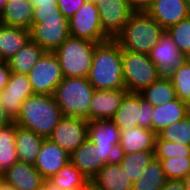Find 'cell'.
<instances>
[{"instance_id": "25", "label": "cell", "mask_w": 190, "mask_h": 190, "mask_svg": "<svg viewBox=\"0 0 190 190\" xmlns=\"http://www.w3.org/2000/svg\"><path fill=\"white\" fill-rule=\"evenodd\" d=\"M32 18L33 5L29 0H11L0 15V23L30 30Z\"/></svg>"}, {"instance_id": "43", "label": "cell", "mask_w": 190, "mask_h": 190, "mask_svg": "<svg viewBox=\"0 0 190 190\" xmlns=\"http://www.w3.org/2000/svg\"><path fill=\"white\" fill-rule=\"evenodd\" d=\"M13 120L10 116L6 113L5 108L0 103V128L7 126L8 124L12 123Z\"/></svg>"}, {"instance_id": "14", "label": "cell", "mask_w": 190, "mask_h": 190, "mask_svg": "<svg viewBox=\"0 0 190 190\" xmlns=\"http://www.w3.org/2000/svg\"><path fill=\"white\" fill-rule=\"evenodd\" d=\"M103 31L114 39L133 13L126 0H96Z\"/></svg>"}, {"instance_id": "11", "label": "cell", "mask_w": 190, "mask_h": 190, "mask_svg": "<svg viewBox=\"0 0 190 190\" xmlns=\"http://www.w3.org/2000/svg\"><path fill=\"white\" fill-rule=\"evenodd\" d=\"M34 94L54 95L63 72L54 52H45L28 74Z\"/></svg>"}, {"instance_id": "31", "label": "cell", "mask_w": 190, "mask_h": 190, "mask_svg": "<svg viewBox=\"0 0 190 190\" xmlns=\"http://www.w3.org/2000/svg\"><path fill=\"white\" fill-rule=\"evenodd\" d=\"M166 180L160 160L153 158L142 176L133 182L132 190H160Z\"/></svg>"}, {"instance_id": "29", "label": "cell", "mask_w": 190, "mask_h": 190, "mask_svg": "<svg viewBox=\"0 0 190 190\" xmlns=\"http://www.w3.org/2000/svg\"><path fill=\"white\" fill-rule=\"evenodd\" d=\"M142 98L153 106L168 103L177 98L172 80L169 76H160L155 82L140 92Z\"/></svg>"}, {"instance_id": "7", "label": "cell", "mask_w": 190, "mask_h": 190, "mask_svg": "<svg viewBox=\"0 0 190 190\" xmlns=\"http://www.w3.org/2000/svg\"><path fill=\"white\" fill-rule=\"evenodd\" d=\"M69 36V20L63 15L33 16L30 38L46 52H55Z\"/></svg>"}, {"instance_id": "24", "label": "cell", "mask_w": 190, "mask_h": 190, "mask_svg": "<svg viewBox=\"0 0 190 190\" xmlns=\"http://www.w3.org/2000/svg\"><path fill=\"white\" fill-rule=\"evenodd\" d=\"M30 30L0 23V57L8 61L30 40Z\"/></svg>"}, {"instance_id": "47", "label": "cell", "mask_w": 190, "mask_h": 190, "mask_svg": "<svg viewBox=\"0 0 190 190\" xmlns=\"http://www.w3.org/2000/svg\"><path fill=\"white\" fill-rule=\"evenodd\" d=\"M7 3V0H0V15L3 13V10L5 9Z\"/></svg>"}, {"instance_id": "5", "label": "cell", "mask_w": 190, "mask_h": 190, "mask_svg": "<svg viewBox=\"0 0 190 190\" xmlns=\"http://www.w3.org/2000/svg\"><path fill=\"white\" fill-rule=\"evenodd\" d=\"M98 43L69 36L54 52L64 77L87 78Z\"/></svg>"}, {"instance_id": "41", "label": "cell", "mask_w": 190, "mask_h": 190, "mask_svg": "<svg viewBox=\"0 0 190 190\" xmlns=\"http://www.w3.org/2000/svg\"><path fill=\"white\" fill-rule=\"evenodd\" d=\"M11 70L8 62L5 60L0 61V91L3 90L9 81Z\"/></svg>"}, {"instance_id": "17", "label": "cell", "mask_w": 190, "mask_h": 190, "mask_svg": "<svg viewBox=\"0 0 190 190\" xmlns=\"http://www.w3.org/2000/svg\"><path fill=\"white\" fill-rule=\"evenodd\" d=\"M165 31L190 16L184 0H153L146 11Z\"/></svg>"}, {"instance_id": "45", "label": "cell", "mask_w": 190, "mask_h": 190, "mask_svg": "<svg viewBox=\"0 0 190 190\" xmlns=\"http://www.w3.org/2000/svg\"><path fill=\"white\" fill-rule=\"evenodd\" d=\"M182 181L184 182L185 189L190 190V172L188 173L187 176H185Z\"/></svg>"}, {"instance_id": "49", "label": "cell", "mask_w": 190, "mask_h": 190, "mask_svg": "<svg viewBox=\"0 0 190 190\" xmlns=\"http://www.w3.org/2000/svg\"><path fill=\"white\" fill-rule=\"evenodd\" d=\"M2 182H3V175L0 173V186H1Z\"/></svg>"}, {"instance_id": "40", "label": "cell", "mask_w": 190, "mask_h": 190, "mask_svg": "<svg viewBox=\"0 0 190 190\" xmlns=\"http://www.w3.org/2000/svg\"><path fill=\"white\" fill-rule=\"evenodd\" d=\"M62 15L57 6H33V16Z\"/></svg>"}, {"instance_id": "20", "label": "cell", "mask_w": 190, "mask_h": 190, "mask_svg": "<svg viewBox=\"0 0 190 190\" xmlns=\"http://www.w3.org/2000/svg\"><path fill=\"white\" fill-rule=\"evenodd\" d=\"M92 190H132L133 182L121 164H105L90 180Z\"/></svg>"}, {"instance_id": "4", "label": "cell", "mask_w": 190, "mask_h": 190, "mask_svg": "<svg viewBox=\"0 0 190 190\" xmlns=\"http://www.w3.org/2000/svg\"><path fill=\"white\" fill-rule=\"evenodd\" d=\"M94 91L88 78L64 77L56 86L53 96L62 116L83 118L89 122L90 103Z\"/></svg>"}, {"instance_id": "21", "label": "cell", "mask_w": 190, "mask_h": 190, "mask_svg": "<svg viewBox=\"0 0 190 190\" xmlns=\"http://www.w3.org/2000/svg\"><path fill=\"white\" fill-rule=\"evenodd\" d=\"M190 113V105L178 97L168 103L153 106L151 130L157 135L161 130L181 121Z\"/></svg>"}, {"instance_id": "3", "label": "cell", "mask_w": 190, "mask_h": 190, "mask_svg": "<svg viewBox=\"0 0 190 190\" xmlns=\"http://www.w3.org/2000/svg\"><path fill=\"white\" fill-rule=\"evenodd\" d=\"M164 33L147 12H133L114 40L122 50L149 55Z\"/></svg>"}, {"instance_id": "48", "label": "cell", "mask_w": 190, "mask_h": 190, "mask_svg": "<svg viewBox=\"0 0 190 190\" xmlns=\"http://www.w3.org/2000/svg\"><path fill=\"white\" fill-rule=\"evenodd\" d=\"M39 190H53L47 183Z\"/></svg>"}, {"instance_id": "32", "label": "cell", "mask_w": 190, "mask_h": 190, "mask_svg": "<svg viewBox=\"0 0 190 190\" xmlns=\"http://www.w3.org/2000/svg\"><path fill=\"white\" fill-rule=\"evenodd\" d=\"M154 158V151L134 152L124 155L121 166L132 182L139 179L145 168Z\"/></svg>"}, {"instance_id": "23", "label": "cell", "mask_w": 190, "mask_h": 190, "mask_svg": "<svg viewBox=\"0 0 190 190\" xmlns=\"http://www.w3.org/2000/svg\"><path fill=\"white\" fill-rule=\"evenodd\" d=\"M156 136L151 129L136 126L120 131L119 144L125 155L134 152L154 151Z\"/></svg>"}, {"instance_id": "15", "label": "cell", "mask_w": 190, "mask_h": 190, "mask_svg": "<svg viewBox=\"0 0 190 190\" xmlns=\"http://www.w3.org/2000/svg\"><path fill=\"white\" fill-rule=\"evenodd\" d=\"M149 57L161 76H169L187 59L166 31L150 51Z\"/></svg>"}, {"instance_id": "13", "label": "cell", "mask_w": 190, "mask_h": 190, "mask_svg": "<svg viewBox=\"0 0 190 190\" xmlns=\"http://www.w3.org/2000/svg\"><path fill=\"white\" fill-rule=\"evenodd\" d=\"M34 95L29 76L21 73L11 72L7 86L0 91V103L6 113L14 121L21 109L22 103L29 96Z\"/></svg>"}, {"instance_id": "44", "label": "cell", "mask_w": 190, "mask_h": 190, "mask_svg": "<svg viewBox=\"0 0 190 190\" xmlns=\"http://www.w3.org/2000/svg\"><path fill=\"white\" fill-rule=\"evenodd\" d=\"M33 6H57L58 0H29Z\"/></svg>"}, {"instance_id": "51", "label": "cell", "mask_w": 190, "mask_h": 190, "mask_svg": "<svg viewBox=\"0 0 190 190\" xmlns=\"http://www.w3.org/2000/svg\"><path fill=\"white\" fill-rule=\"evenodd\" d=\"M187 4V6L190 8V0H184Z\"/></svg>"}, {"instance_id": "28", "label": "cell", "mask_w": 190, "mask_h": 190, "mask_svg": "<svg viewBox=\"0 0 190 190\" xmlns=\"http://www.w3.org/2000/svg\"><path fill=\"white\" fill-rule=\"evenodd\" d=\"M46 51L31 39L7 62L11 72L28 75Z\"/></svg>"}, {"instance_id": "26", "label": "cell", "mask_w": 190, "mask_h": 190, "mask_svg": "<svg viewBox=\"0 0 190 190\" xmlns=\"http://www.w3.org/2000/svg\"><path fill=\"white\" fill-rule=\"evenodd\" d=\"M44 139L32 130L16 125L15 144L18 161L34 165Z\"/></svg>"}, {"instance_id": "8", "label": "cell", "mask_w": 190, "mask_h": 190, "mask_svg": "<svg viewBox=\"0 0 190 190\" xmlns=\"http://www.w3.org/2000/svg\"><path fill=\"white\" fill-rule=\"evenodd\" d=\"M87 136L106 164L121 163L125 154L119 144L120 131L111 119L89 122Z\"/></svg>"}, {"instance_id": "12", "label": "cell", "mask_w": 190, "mask_h": 190, "mask_svg": "<svg viewBox=\"0 0 190 190\" xmlns=\"http://www.w3.org/2000/svg\"><path fill=\"white\" fill-rule=\"evenodd\" d=\"M88 124L83 118L63 116L49 139L71 154L87 138Z\"/></svg>"}, {"instance_id": "10", "label": "cell", "mask_w": 190, "mask_h": 190, "mask_svg": "<svg viewBox=\"0 0 190 190\" xmlns=\"http://www.w3.org/2000/svg\"><path fill=\"white\" fill-rule=\"evenodd\" d=\"M70 36L101 43L111 39L104 31L95 3L85 2L69 19Z\"/></svg>"}, {"instance_id": "9", "label": "cell", "mask_w": 190, "mask_h": 190, "mask_svg": "<svg viewBox=\"0 0 190 190\" xmlns=\"http://www.w3.org/2000/svg\"><path fill=\"white\" fill-rule=\"evenodd\" d=\"M153 105L140 93L127 92L111 119L119 131L136 126L151 129Z\"/></svg>"}, {"instance_id": "19", "label": "cell", "mask_w": 190, "mask_h": 190, "mask_svg": "<svg viewBox=\"0 0 190 190\" xmlns=\"http://www.w3.org/2000/svg\"><path fill=\"white\" fill-rule=\"evenodd\" d=\"M127 92L126 89L95 90L90 103L89 122L112 119Z\"/></svg>"}, {"instance_id": "22", "label": "cell", "mask_w": 190, "mask_h": 190, "mask_svg": "<svg viewBox=\"0 0 190 190\" xmlns=\"http://www.w3.org/2000/svg\"><path fill=\"white\" fill-rule=\"evenodd\" d=\"M70 162L89 180L106 164L97 151L94 143L88 138L70 154Z\"/></svg>"}, {"instance_id": "50", "label": "cell", "mask_w": 190, "mask_h": 190, "mask_svg": "<svg viewBox=\"0 0 190 190\" xmlns=\"http://www.w3.org/2000/svg\"><path fill=\"white\" fill-rule=\"evenodd\" d=\"M74 190H91V188H79V189H74Z\"/></svg>"}, {"instance_id": "46", "label": "cell", "mask_w": 190, "mask_h": 190, "mask_svg": "<svg viewBox=\"0 0 190 190\" xmlns=\"http://www.w3.org/2000/svg\"><path fill=\"white\" fill-rule=\"evenodd\" d=\"M0 190H16V189L13 188L10 184H7L3 181L0 186Z\"/></svg>"}, {"instance_id": "18", "label": "cell", "mask_w": 190, "mask_h": 190, "mask_svg": "<svg viewBox=\"0 0 190 190\" xmlns=\"http://www.w3.org/2000/svg\"><path fill=\"white\" fill-rule=\"evenodd\" d=\"M3 181L16 190H39L46 180L34 165L17 161L3 174Z\"/></svg>"}, {"instance_id": "35", "label": "cell", "mask_w": 190, "mask_h": 190, "mask_svg": "<svg viewBox=\"0 0 190 190\" xmlns=\"http://www.w3.org/2000/svg\"><path fill=\"white\" fill-rule=\"evenodd\" d=\"M187 59H190V16L166 30Z\"/></svg>"}, {"instance_id": "33", "label": "cell", "mask_w": 190, "mask_h": 190, "mask_svg": "<svg viewBox=\"0 0 190 190\" xmlns=\"http://www.w3.org/2000/svg\"><path fill=\"white\" fill-rule=\"evenodd\" d=\"M169 77L176 96L190 105V59H186L178 69L173 70Z\"/></svg>"}, {"instance_id": "37", "label": "cell", "mask_w": 190, "mask_h": 190, "mask_svg": "<svg viewBox=\"0 0 190 190\" xmlns=\"http://www.w3.org/2000/svg\"><path fill=\"white\" fill-rule=\"evenodd\" d=\"M166 179L182 180L190 172V156L158 159Z\"/></svg>"}, {"instance_id": "39", "label": "cell", "mask_w": 190, "mask_h": 190, "mask_svg": "<svg viewBox=\"0 0 190 190\" xmlns=\"http://www.w3.org/2000/svg\"><path fill=\"white\" fill-rule=\"evenodd\" d=\"M133 12H146L152 5L153 0H126Z\"/></svg>"}, {"instance_id": "34", "label": "cell", "mask_w": 190, "mask_h": 190, "mask_svg": "<svg viewBox=\"0 0 190 190\" xmlns=\"http://www.w3.org/2000/svg\"><path fill=\"white\" fill-rule=\"evenodd\" d=\"M169 142L190 145V113L181 121H176L157 134Z\"/></svg>"}, {"instance_id": "16", "label": "cell", "mask_w": 190, "mask_h": 190, "mask_svg": "<svg viewBox=\"0 0 190 190\" xmlns=\"http://www.w3.org/2000/svg\"><path fill=\"white\" fill-rule=\"evenodd\" d=\"M69 162L70 154L49 138H45L41 144L34 167L47 181Z\"/></svg>"}, {"instance_id": "38", "label": "cell", "mask_w": 190, "mask_h": 190, "mask_svg": "<svg viewBox=\"0 0 190 190\" xmlns=\"http://www.w3.org/2000/svg\"><path fill=\"white\" fill-rule=\"evenodd\" d=\"M84 3L85 0H58L57 7L60 13L69 20Z\"/></svg>"}, {"instance_id": "27", "label": "cell", "mask_w": 190, "mask_h": 190, "mask_svg": "<svg viewBox=\"0 0 190 190\" xmlns=\"http://www.w3.org/2000/svg\"><path fill=\"white\" fill-rule=\"evenodd\" d=\"M46 183L53 190L91 188L90 180L71 162L62 167Z\"/></svg>"}, {"instance_id": "6", "label": "cell", "mask_w": 190, "mask_h": 190, "mask_svg": "<svg viewBox=\"0 0 190 190\" xmlns=\"http://www.w3.org/2000/svg\"><path fill=\"white\" fill-rule=\"evenodd\" d=\"M122 69L125 89L140 93L161 75L149 55L122 50Z\"/></svg>"}, {"instance_id": "52", "label": "cell", "mask_w": 190, "mask_h": 190, "mask_svg": "<svg viewBox=\"0 0 190 190\" xmlns=\"http://www.w3.org/2000/svg\"><path fill=\"white\" fill-rule=\"evenodd\" d=\"M96 0H85V2L95 3Z\"/></svg>"}, {"instance_id": "42", "label": "cell", "mask_w": 190, "mask_h": 190, "mask_svg": "<svg viewBox=\"0 0 190 190\" xmlns=\"http://www.w3.org/2000/svg\"><path fill=\"white\" fill-rule=\"evenodd\" d=\"M160 190H186L182 180L167 179Z\"/></svg>"}, {"instance_id": "36", "label": "cell", "mask_w": 190, "mask_h": 190, "mask_svg": "<svg viewBox=\"0 0 190 190\" xmlns=\"http://www.w3.org/2000/svg\"><path fill=\"white\" fill-rule=\"evenodd\" d=\"M183 156H190V145L169 142L161 139L158 135L156 136L154 145V158L168 159Z\"/></svg>"}, {"instance_id": "30", "label": "cell", "mask_w": 190, "mask_h": 190, "mask_svg": "<svg viewBox=\"0 0 190 190\" xmlns=\"http://www.w3.org/2000/svg\"><path fill=\"white\" fill-rule=\"evenodd\" d=\"M16 123L13 121L7 126L0 128V173L3 174L8 168L18 161L16 144Z\"/></svg>"}, {"instance_id": "1", "label": "cell", "mask_w": 190, "mask_h": 190, "mask_svg": "<svg viewBox=\"0 0 190 190\" xmlns=\"http://www.w3.org/2000/svg\"><path fill=\"white\" fill-rule=\"evenodd\" d=\"M87 78L95 90L125 89L122 48L114 39L96 45Z\"/></svg>"}, {"instance_id": "2", "label": "cell", "mask_w": 190, "mask_h": 190, "mask_svg": "<svg viewBox=\"0 0 190 190\" xmlns=\"http://www.w3.org/2000/svg\"><path fill=\"white\" fill-rule=\"evenodd\" d=\"M62 117L53 95L34 94L22 103L20 113L14 121L22 128L49 138Z\"/></svg>"}]
</instances>
